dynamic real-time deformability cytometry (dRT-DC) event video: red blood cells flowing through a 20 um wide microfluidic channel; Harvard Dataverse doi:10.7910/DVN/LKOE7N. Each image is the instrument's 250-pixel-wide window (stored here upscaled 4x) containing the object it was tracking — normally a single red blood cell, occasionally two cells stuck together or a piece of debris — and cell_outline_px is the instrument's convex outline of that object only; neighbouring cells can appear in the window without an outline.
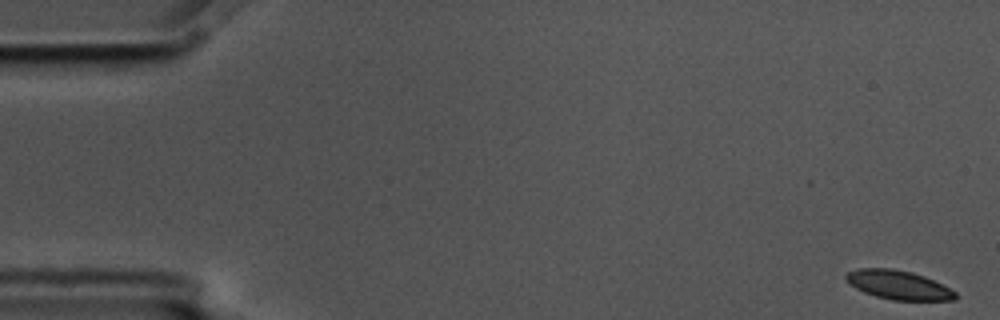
{"species": "common noctule bat (a hibernating species)", "species_latin": "Nyctalus noctula", "temperature_condition": "cold", "stored_images_in_passage": 6, "camera_frame_rate_fps": 3000, "um_per_image_px": 0.085, "animal": {"sex": "male", "body_mass_g": 17.5, "forearm_length_mm": 52.3}, "frame": {"image": 1, "passage_image": 1, "time_ms": 0.0, "image_size_px": [1000, 320], "cell_outline_px": [[956, 300], [892, 300], [876, 296], [864, 292], [856, 288], [844, 276], [848, 272], [860, 268], [892, 268], [912, 272], [924, 276], [956, 292]], "centroid_in_image_um": [76.37, 24.22], "position_along_channel_um": 8.6, "area_um2": 18.15}}
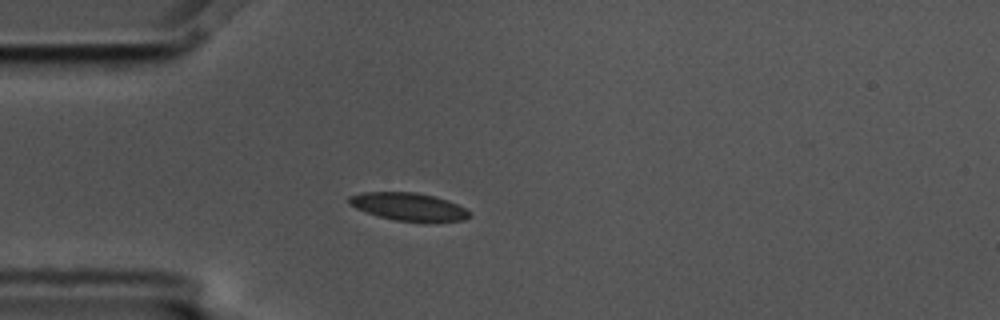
{"frame": {"image": 2, "passage_image": 5, "time_ms": 1.333, "image_size_px": [1000, 320], "cell_outline_px": [[472, 216], [464, 220], [396, 220], [380, 216], [356, 208], [348, 204], [348, 196], [364, 192], [416, 192], [448, 200], [472, 212]], "centroid_in_image_um": [34.71, 17.54], "position_along_channel_um": 50.3, "area_um2": 18.96}}